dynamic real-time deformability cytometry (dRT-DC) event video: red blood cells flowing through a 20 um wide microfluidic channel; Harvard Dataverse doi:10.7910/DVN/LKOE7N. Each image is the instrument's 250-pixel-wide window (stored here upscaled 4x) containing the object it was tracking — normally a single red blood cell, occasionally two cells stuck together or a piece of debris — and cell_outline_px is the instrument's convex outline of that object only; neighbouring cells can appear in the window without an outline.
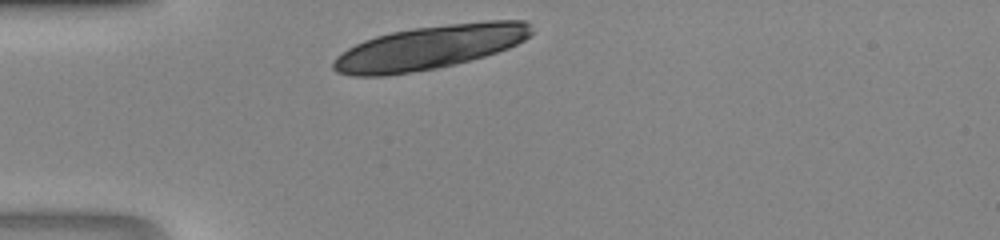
{"species": "human", "species_latin": "Homo sapiens", "temperature_condition": "room temperature", "stored_images_in_passage": 25, "camera_frame_rate_fps": 3000, "um_per_image_px": 0.085, "donor": {"sex": "male"}, "frame": {"image": 1, "passage_image": 1, "time_ms": 0.0, "image_size_px": [1000, 240], "cell_outline_px": [[532, 32], [524, 40], [508, 48], [484, 56], [456, 64], [436, 68], [388, 76], [352, 76], [336, 72], [332, 68], [332, 64], [336, 56], [348, 48], [364, 40], [376, 36], [392, 32], [412, 28], [448, 24], [488, 20], [528, 20], [532, 24]], "centroid_in_image_um": [36.52, 4.03], "position_along_channel_um": 48.5, "area_um2": 50.75}}